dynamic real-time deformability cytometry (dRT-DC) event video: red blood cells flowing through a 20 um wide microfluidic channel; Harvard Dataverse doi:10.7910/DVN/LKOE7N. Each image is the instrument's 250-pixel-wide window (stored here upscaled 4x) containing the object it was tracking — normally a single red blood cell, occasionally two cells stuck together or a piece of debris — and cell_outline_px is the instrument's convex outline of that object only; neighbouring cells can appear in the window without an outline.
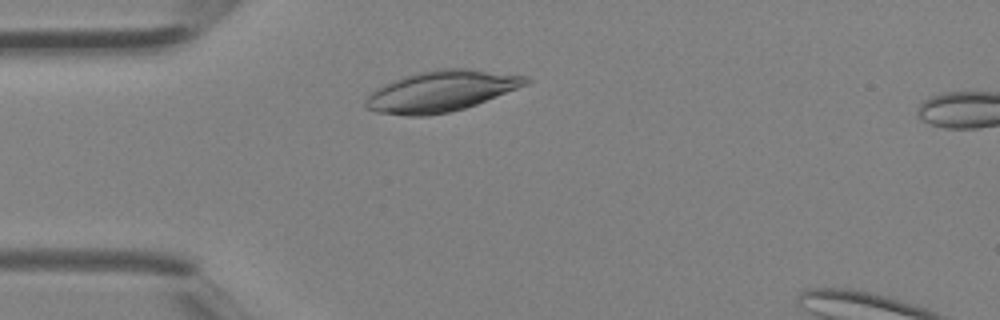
{"species": "Egyptian fruit bat (a non-hibernating species)", "species_latin": "Rousettus aegyptiacus", "temperature_condition": "room temperature", "stored_images_in_passage": 2, "camera_frame_rate_fps": 3000, "um_per_image_px": 0.085, "animal": {"sex": "female"}, "frame": {"image": 1, "passage_image": 2, "time_ms": 0.333, "image_size_px": [1000, 320], "cell_outline_px": [[532, 80], [528, 84], [476, 104], [464, 108], [448, 112], [428, 116], [408, 116], [376, 112], [364, 108], [364, 100], [372, 92], [384, 84], [392, 80], [404, 76], [420, 72], [440, 68], [468, 68], [528, 76]], "centroid_in_image_um": [37.49, 7.75], "position_along_channel_um": 47.5, "area_um2": 38.15}}